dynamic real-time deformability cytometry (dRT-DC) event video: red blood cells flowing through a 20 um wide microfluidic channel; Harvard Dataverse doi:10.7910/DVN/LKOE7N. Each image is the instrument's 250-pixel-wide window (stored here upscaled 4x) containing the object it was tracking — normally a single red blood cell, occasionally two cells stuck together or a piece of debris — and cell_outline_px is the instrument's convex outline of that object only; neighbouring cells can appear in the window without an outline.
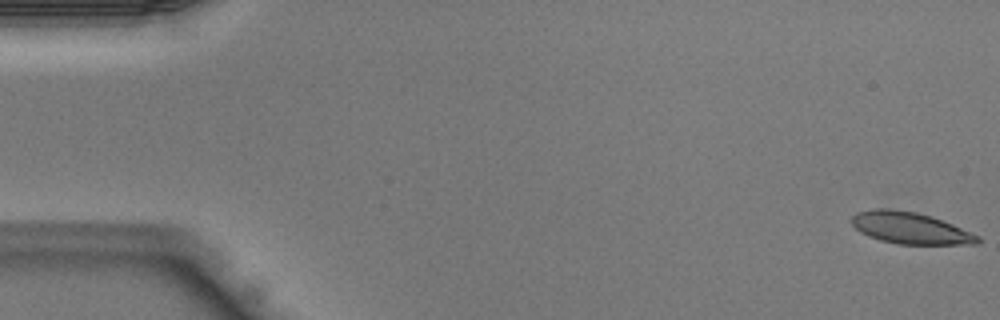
{"species": "Egyptian fruit bat (a non-hibernating species)", "species_latin": "Rousettus aegyptiacus", "temperature_condition": "warm", "stored_images_in_passage": 44, "camera_frame_rate_fps": 3000, "um_per_image_px": 0.085, "animal": {"sex": "male"}, "frame": {"image": 1, "passage_image": 1, "time_ms": 0.0, "image_size_px": [1000, 320], "cell_outline_px": [[980, 244], [896, 244], [880, 240], [868, 236], [860, 232], [852, 224], [852, 216], [856, 212], [872, 208], [888, 208], [916, 212], [932, 216], [952, 224], [980, 236]], "centroid_in_image_um": [77.35, 19.38], "position_along_channel_um": 7.6, "area_um2": 23.35}}
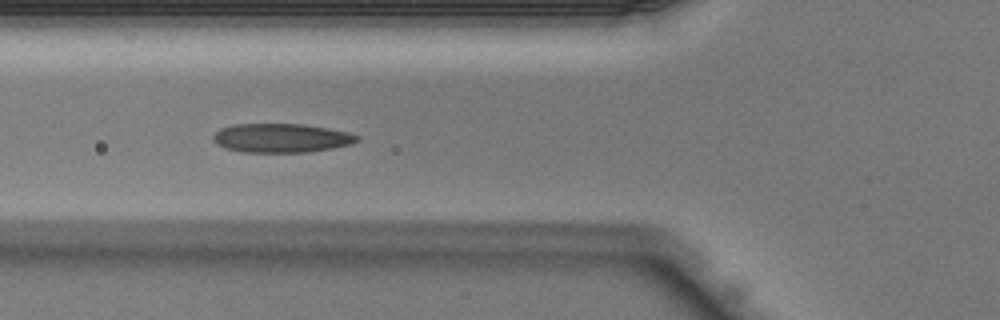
{"frame": {"image": 2, "passage_image": 16, "time_ms": 5.0, "image_size_px": [1000, 320], "cell_outline_px": [[360, 140], [352, 144], [332, 148], [308, 152], [244, 152], [224, 148], [212, 140], [212, 136], [220, 128], [232, 124], [304, 124], [328, 128], [348, 132], [360, 136]], "centroid_in_image_um": [23.92, 11.73], "position_along_channel_um": 101.9, "area_um2": 24.45}}
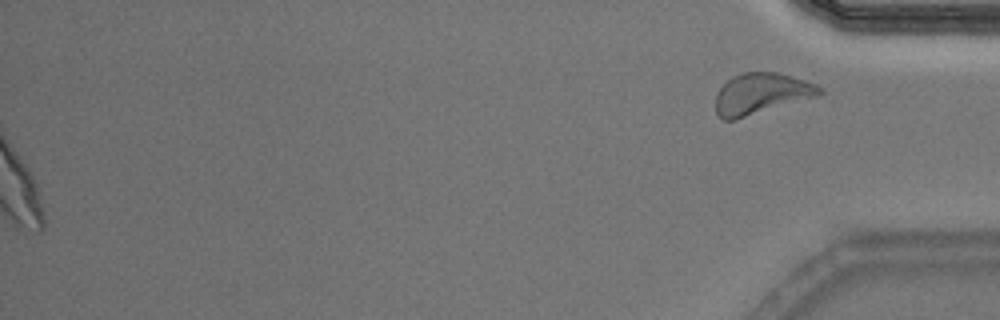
{"frame": {"image": 3, "passage_image": 44, "time_ms": 14.333, "image_size_px": [1000, 320], "cell_outline_px": [[824, 92], [816, 96], [736, 120], [724, 120], [716, 112], [716, 92], [732, 76], [744, 72], [776, 72], [804, 80], [816, 84], [824, 88]], "centroid_in_image_um": [64.69, 7.96], "position_along_channel_um": 370.5, "area_um2": 24.74}}